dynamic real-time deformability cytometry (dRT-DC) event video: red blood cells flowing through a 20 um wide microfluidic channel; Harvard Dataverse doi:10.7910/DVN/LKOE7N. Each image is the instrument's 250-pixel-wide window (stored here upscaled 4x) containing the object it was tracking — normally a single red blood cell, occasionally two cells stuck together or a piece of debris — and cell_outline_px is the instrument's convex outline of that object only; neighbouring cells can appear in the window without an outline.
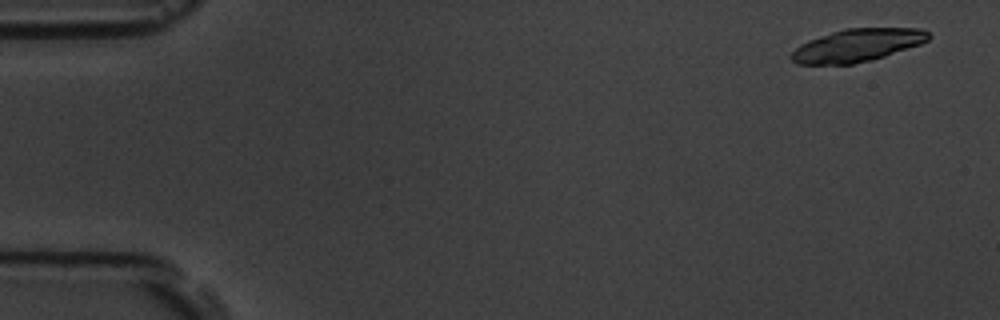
{"species": "common noctule bat (a hibernating species)", "species_latin": "Nyctalus noctula", "temperature_condition": "room temperature", "stored_images_in_passage": 10, "camera_frame_rate_fps": 3000, "um_per_image_px": 0.085, "animal": {"sex": "male", "body_mass_g": 19.5, "forearm_length_mm": 54.6}, "frame": {"image": 1, "passage_image": 1, "time_ms": 0.0, "image_size_px": [1000, 320], "cell_outline_px": [[932, 36], [928, 40], [920, 44], [872, 60], [852, 64], [796, 64], [788, 56], [800, 44], [808, 40], [832, 32], [848, 28], [924, 28]], "centroid_in_image_um": [72.87, 3.85], "position_along_channel_um": 12.1, "area_um2": 26.18}}